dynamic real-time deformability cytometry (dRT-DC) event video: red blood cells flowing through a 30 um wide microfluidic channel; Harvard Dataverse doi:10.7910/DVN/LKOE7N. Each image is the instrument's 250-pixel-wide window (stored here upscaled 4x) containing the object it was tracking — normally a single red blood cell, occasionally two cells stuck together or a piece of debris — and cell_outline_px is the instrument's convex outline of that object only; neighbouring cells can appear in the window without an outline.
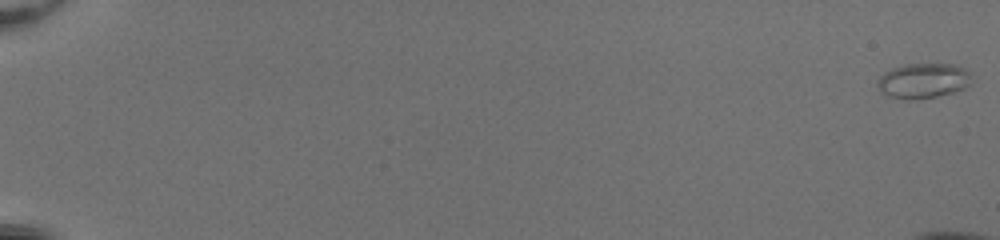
{"species": "common noctule bat (a hibernating species)", "species_latin": "Nyctalus noctula", "temperature_condition": "room temperature", "stored_images_in_passage": 21, "camera_frame_rate_fps": 3000, "um_per_image_px": 0.085, "animal": {"sex": "female", "body_mass_g": 20.0, "forearm_length_mm": 54.0}, "frame": {"image": 1, "passage_image": 1, "time_ms": 0.0, "image_size_px": [1000, 240], "cell_outline_px": [[972, 84], [964, 88], [952, 92], [936, 96], [912, 100], [908, 100], [888, 96], [880, 92], [876, 84], [876, 80], [884, 72], [892, 68], [904, 64], [956, 64], [972, 72]], "centroid_in_image_um": [78.48, 6.85], "position_along_channel_um": 6.5, "area_um2": 19.59}}